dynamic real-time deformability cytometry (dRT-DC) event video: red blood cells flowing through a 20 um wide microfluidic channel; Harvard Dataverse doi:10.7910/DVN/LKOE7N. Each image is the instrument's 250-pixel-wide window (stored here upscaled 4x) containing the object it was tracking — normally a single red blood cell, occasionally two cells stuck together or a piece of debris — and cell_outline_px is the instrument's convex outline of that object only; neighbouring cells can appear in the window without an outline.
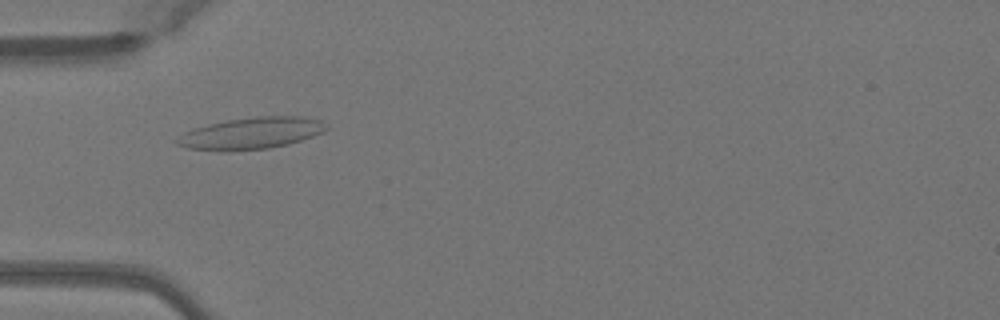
{"species": "Egyptian fruit bat (a non-hibernating species)", "species_latin": "Rousettus aegyptiacus", "temperature_condition": "warm", "stored_images_in_passage": 39, "camera_frame_rate_fps": 3000, "um_per_image_px": 0.085, "animal": {"sex": "female"}, "frame": {"image": 1, "passage_image": 5, "time_ms": 1.333, "image_size_px": [1000, 320], "cell_outline_px": [[328, 128], [324, 132], [288, 144], [268, 148], [228, 152], [220, 152], [188, 148], [176, 144], [172, 140], [184, 132], [192, 128], [208, 124], [228, 120], [256, 116], [300, 116], [320, 120], [328, 124]], "centroid_in_image_um": [21.3, 11.34], "position_along_channel_um": 63.7, "area_um2": 27.98}}
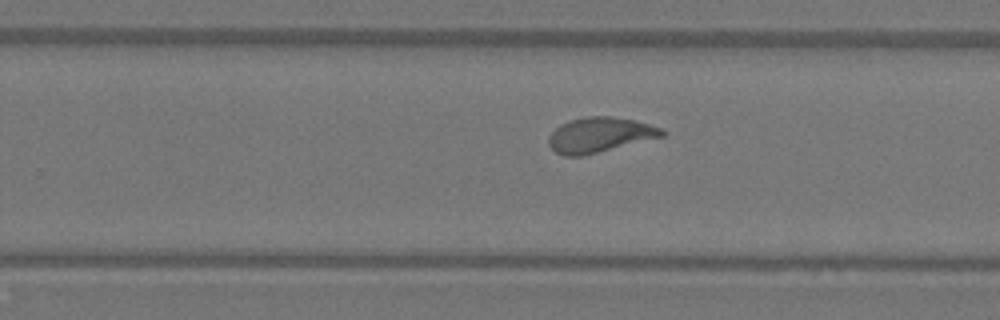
{"frame": {"image": 2, "passage_image": 21, "time_ms": 6.667, "image_size_px": [1000, 320], "cell_outline_px": [[664, 136], [584, 156], [564, 156], [556, 152], [548, 144], [548, 136], [560, 124], [568, 120], [588, 116], [612, 116], [636, 120], [664, 128]], "centroid_in_image_um": [50.98, 11.46], "position_along_channel_um": 278.8, "area_um2": 23.35}}
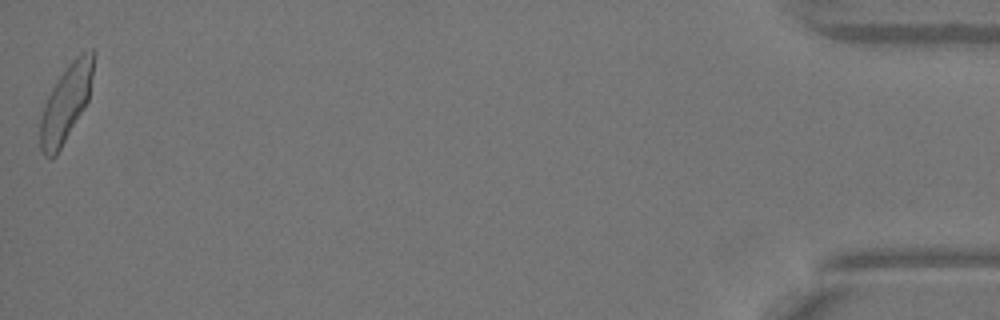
{"frame": {"image": 3, "passage_image": 39, "time_ms": 12.667, "image_size_px": [1000, 320], "cell_outline_px": [[96, 52], [88, 100], [84, 108], [56, 156], [44, 156], [40, 148], [40, 116], [48, 96], [52, 88], [68, 64], [80, 52], [92, 48]], "centroid_in_image_um": [5.62, 8.72], "position_along_channel_um": 429.6, "area_um2": 23.64}, "authors_computed_cell_mechanics": {"area_um2": 23.1778, "velocity_mm_per_s": 4.0625, "shape_relaxation_time_tau1_ms": 5.1595, "shape_relaxation_time_tau2_ms": 0.8276, "deformation_change_tau1": 0.1642, "deformation_change_tau2": 0.0804}}